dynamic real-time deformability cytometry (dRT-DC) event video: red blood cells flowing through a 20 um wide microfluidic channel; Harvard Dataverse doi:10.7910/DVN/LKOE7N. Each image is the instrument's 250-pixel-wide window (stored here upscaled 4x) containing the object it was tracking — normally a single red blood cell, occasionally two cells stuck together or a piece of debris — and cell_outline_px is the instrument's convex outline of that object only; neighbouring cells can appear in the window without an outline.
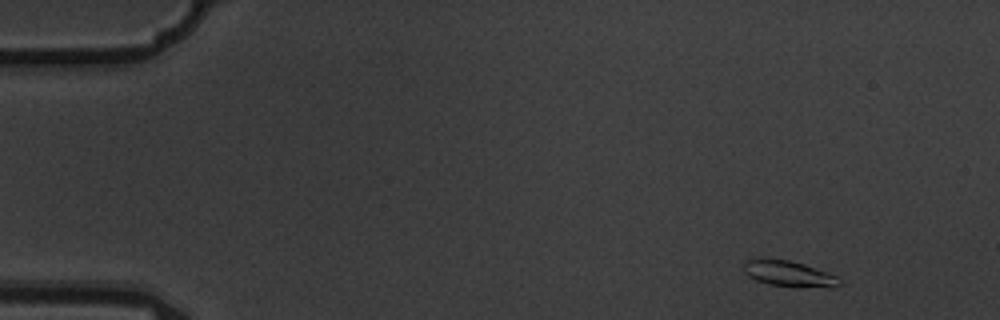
{"species": "common noctule bat (a hibernating species)", "species_latin": "Nyctalus noctula", "temperature_condition": "warm", "stored_images_in_passage": 4, "camera_frame_rate_fps": 3000, "um_per_image_px": 0.085, "animal": {"sex": "male", "body_mass_g": 19.5, "forearm_length_mm": 54.6}, "frame": {"image": 1, "passage_image": 1, "time_ms": 0.0, "image_size_px": [1000, 320], "cell_outline_px": [[840, 284], [836, 288], [832, 288], [772, 284], [756, 280], [748, 276], [744, 272], [744, 260], [788, 260], [804, 264], [836, 276], [840, 280]], "centroid_in_image_um": [67.08, 23.28], "position_along_channel_um": 17.9, "area_um2": 13.76}}